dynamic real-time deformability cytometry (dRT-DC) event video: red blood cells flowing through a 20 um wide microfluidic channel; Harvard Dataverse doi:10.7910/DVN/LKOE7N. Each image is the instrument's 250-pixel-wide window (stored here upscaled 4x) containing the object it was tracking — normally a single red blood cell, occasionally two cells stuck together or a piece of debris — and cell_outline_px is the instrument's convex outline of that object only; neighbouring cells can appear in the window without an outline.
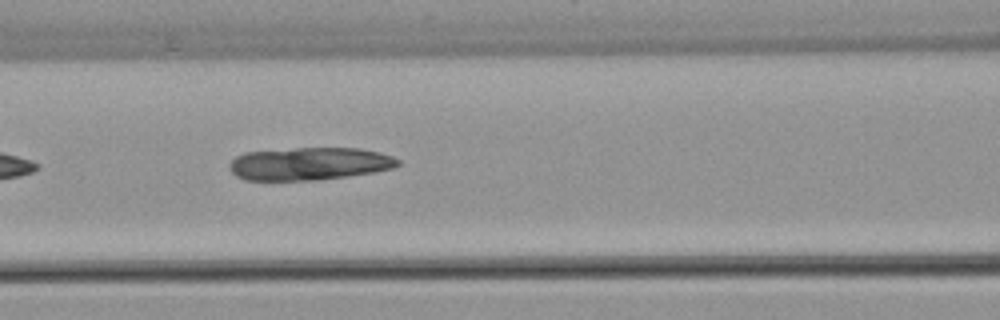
{"species": "common noctule bat (a hibernating species)", "species_latin": "Nyctalus noctula", "temperature_condition": "warm", "stored_images_in_passage": 6, "camera_frame_rate_fps": 3000, "um_per_image_px": 0.085, "animal": {"sex": "female", "body_mass_g": 22.7, "forearm_length_mm": 54.2}, "frame": {"image": 1, "passage_image": 6, "time_ms": 6.0, "image_size_px": [1000, 320], "cell_outline_px": [[400, 164], [392, 168], [372, 172], [348, 176], [316, 180], [244, 180], [236, 176], [228, 168], [228, 164], [236, 156], [244, 152], [296, 148], [360, 148], [380, 152], [392, 156], [400, 160]], "centroid_in_image_um": [26.27, 13.91], "position_along_channel_um": 140.3, "area_um2": 32.25}}